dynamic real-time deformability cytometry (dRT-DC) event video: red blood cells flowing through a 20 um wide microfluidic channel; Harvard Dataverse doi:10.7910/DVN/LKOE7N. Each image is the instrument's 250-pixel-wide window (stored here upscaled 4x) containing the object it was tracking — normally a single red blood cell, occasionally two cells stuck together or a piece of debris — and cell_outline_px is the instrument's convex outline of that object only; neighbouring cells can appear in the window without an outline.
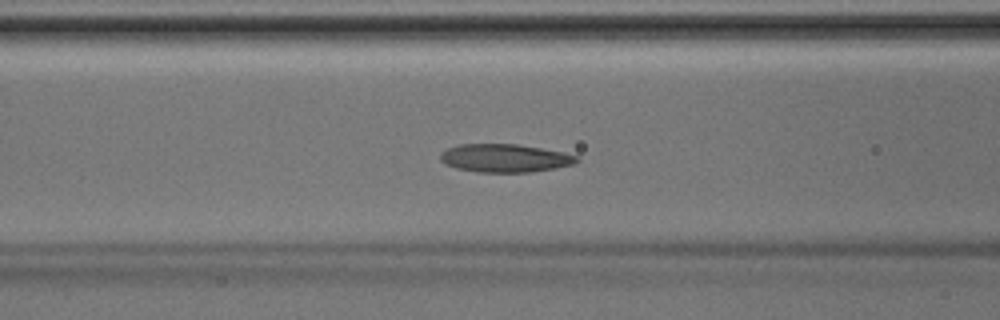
{"species": "Egyptian fruit bat (a non-hibernating species)", "species_latin": "Rousettus aegyptiacus", "temperature_condition": "room temperature", "stored_images_in_passage": 47, "segment_of_instrument_passage": [1, 2], "camera_frame_rate_fps": 3000, "um_per_image_px": 0.085, "animal": {"sex": "male"}, "frame": {"image": 1, "passage_image": 19, "time_ms": 6.0, "image_size_px": [1000, 320], "cell_outline_px": [[580, 160], [572, 164], [556, 168], [532, 172], [476, 172], [456, 168], [444, 164], [440, 160], [440, 152], [448, 148], [460, 144], [516, 144], [564, 152], [576, 156]], "centroid_in_image_um": [42.88, 13.44], "position_along_channel_um": 123.7, "area_um2": 22.43}}
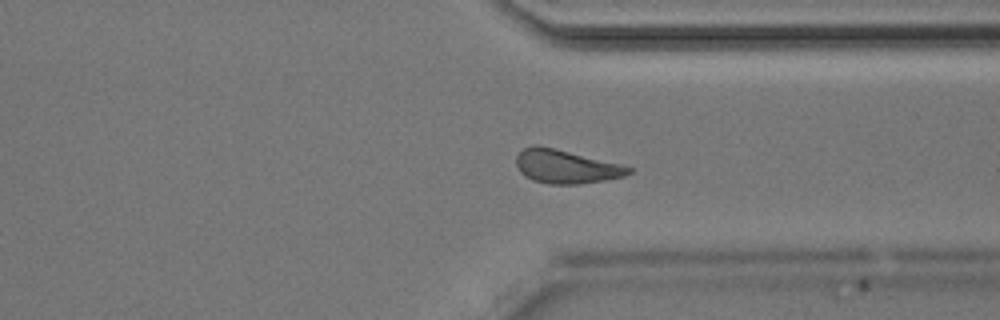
{"frame": {"image": 2, "passage_image": 35, "time_ms": 11.333, "image_size_px": [1000, 320], "cell_outline_px": [[632, 172], [624, 176], [604, 180], [580, 184], [548, 184], [532, 180], [524, 176], [520, 172], [516, 164], [516, 156], [524, 148], [532, 144], [536, 144], [556, 148], [620, 164], [632, 168]], "centroid_in_image_um": [48.07, 14.15], "position_along_channel_um": 363.3, "area_um2": 22.08}}
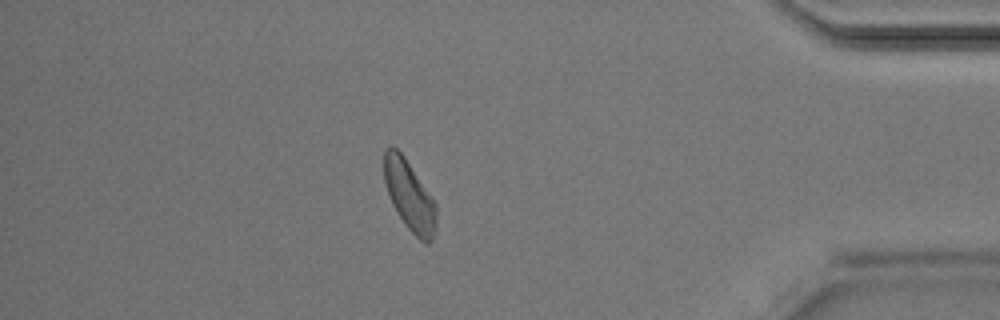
{"frame": {"image": 3, "passage_image": 40, "time_ms": 13.0, "image_size_px": [1000, 320], "cell_outline_px": [[436, 228], [432, 240], [428, 244], [424, 244], [404, 224], [396, 212], [392, 204], [384, 180], [384, 148], [388, 144], [392, 144], [404, 156], [432, 196], [436, 204]], "centroid_in_image_um": [34.8, 16.61], "position_along_channel_um": 400.4, "area_um2": 21.56}}